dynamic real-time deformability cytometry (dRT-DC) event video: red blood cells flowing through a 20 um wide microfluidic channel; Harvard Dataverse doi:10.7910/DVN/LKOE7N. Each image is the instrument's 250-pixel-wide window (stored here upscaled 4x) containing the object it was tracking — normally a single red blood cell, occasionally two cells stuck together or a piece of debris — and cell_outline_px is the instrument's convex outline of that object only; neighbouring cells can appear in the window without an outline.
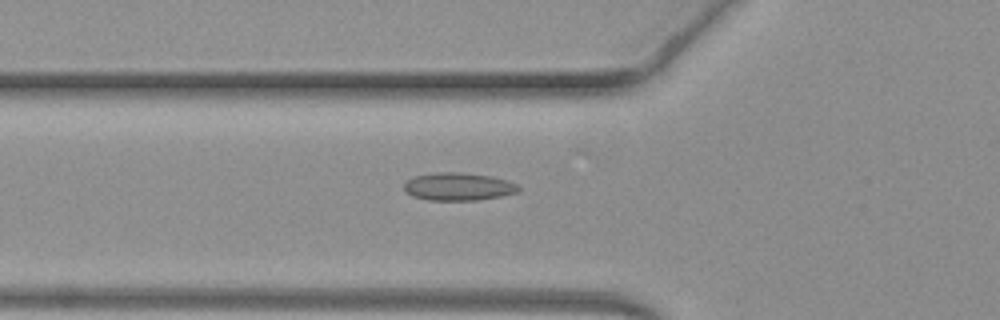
{"species": "common noctule bat (a hibernating species)", "species_latin": "Nyctalus noctula", "temperature_condition": "warm", "stored_images_in_passage": 51, "camera_frame_rate_fps": 3000, "um_per_image_px": 0.085, "animal": {"sex": "female", "body_mass_g": 19.3, "forearm_length_mm": 54.1}, "frame": {"image": 1, "passage_image": 18, "time_ms": 5.667, "image_size_px": [1000, 320], "cell_outline_px": [[520, 192], [500, 196], [476, 200], [428, 200], [412, 196], [404, 192], [404, 184], [408, 180], [416, 176], [436, 172], [460, 172], [488, 176], [508, 180], [516, 184], [520, 188]], "centroid_in_image_um": [38.95, 15.87], "position_along_channel_um": 86.8, "area_um2": 18.5}}
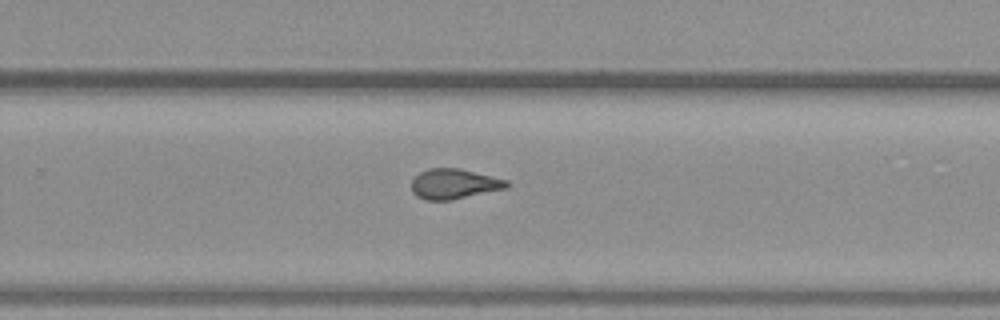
{"frame": {"image": 2, "passage_image": 33, "time_ms": 10.667, "image_size_px": [1000, 320], "cell_outline_px": [[512, 184], [508, 188], [452, 200], [424, 200], [416, 196], [412, 192], [412, 180], [420, 172], [428, 168], [460, 168], [508, 180]], "centroid_in_image_um": [38.63, 15.63], "position_along_channel_um": 291.2, "area_um2": 16.94}}
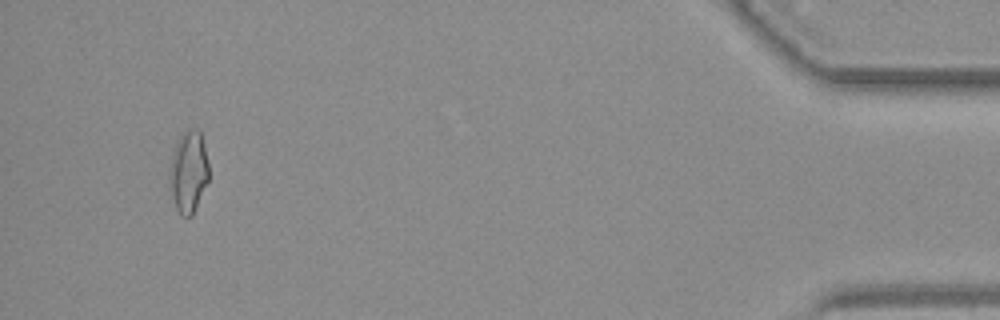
{"frame": {"image": 3, "passage_image": 48, "time_ms": 15.667, "image_size_px": [1000, 320], "cell_outline_px": [[208, 180], [192, 216], [180, 216], [176, 208], [168, 188], [168, 168], [172, 148], [180, 136], [188, 128], [196, 128], [200, 132], [208, 164]], "centroid_in_image_um": [15.96, 14.6], "position_along_channel_um": 419.2, "area_um2": 19.07}, "authors_computed_cell_mechanics": {"area_um2": 17.5712, "velocity_mm_per_s": 4.0846, "shape_relaxation_time_tau1_ms": null, "shape_relaxation_time_tau2_ms": 1.2162, "deformation_change_tau1": null, "deformation_change_tau2": 0.091}}